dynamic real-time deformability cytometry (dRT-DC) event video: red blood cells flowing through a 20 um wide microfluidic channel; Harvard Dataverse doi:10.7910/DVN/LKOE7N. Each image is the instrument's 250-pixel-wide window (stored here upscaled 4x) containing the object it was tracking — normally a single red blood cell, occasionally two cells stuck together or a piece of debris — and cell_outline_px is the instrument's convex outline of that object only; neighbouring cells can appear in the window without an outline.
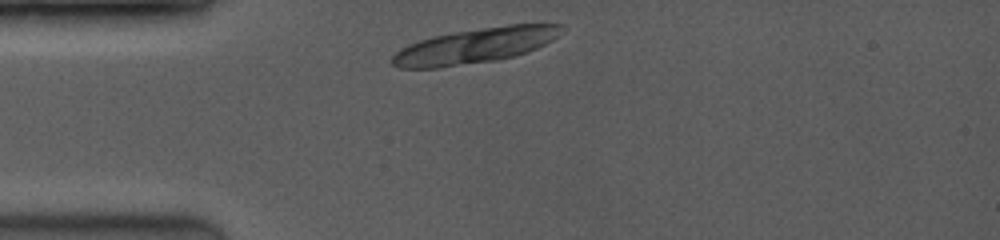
{"species": "common noctule bat (a hibernating species)", "species_latin": "Nyctalus noctula", "temperature_condition": "room temperature", "stored_images_in_passage": 1, "camera_frame_rate_fps": 3500, "um_per_image_px": 0.085, "animal": {"sex": "female", "body_mass_g": 19.0, "forearm_length_mm": 53.3}, "frame": {"image": 1, "passage_image": 1, "time_ms": 0.0, "image_size_px": [1000, 240], "cell_outline_px": [[564, 24], [556, 36], [552, 40], [536, 48], [512, 56], [496, 60], [440, 68], [400, 68], [392, 64], [392, 56], [400, 48], [408, 44], [432, 36], [452, 32], [508, 24]], "centroid_in_image_um": [40.32, 3.88], "position_along_channel_um": 44.7, "area_um2": 34.45}}